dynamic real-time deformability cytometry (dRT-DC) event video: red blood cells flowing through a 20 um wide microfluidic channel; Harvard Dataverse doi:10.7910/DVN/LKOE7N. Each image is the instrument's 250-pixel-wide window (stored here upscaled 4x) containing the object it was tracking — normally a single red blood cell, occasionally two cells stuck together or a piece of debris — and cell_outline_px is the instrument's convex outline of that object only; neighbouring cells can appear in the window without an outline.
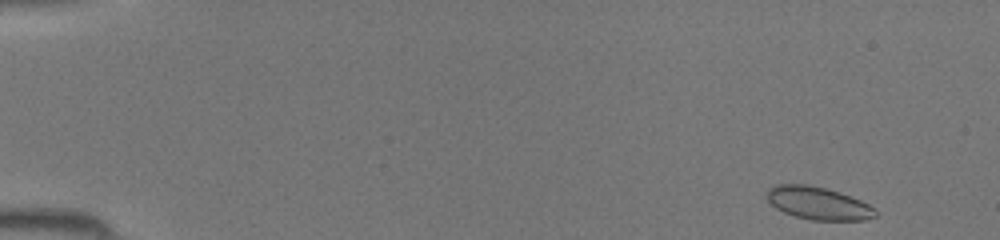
{"species": "common noctule bat (a hibernating species)", "species_latin": "Nyctalus noctula", "temperature_condition": "room temperature", "stored_images_in_passage": 43, "camera_frame_rate_fps": 3000, "um_per_image_px": 0.085, "animal": {"sex": "female", "body_mass_g": 19.5, "forearm_length_mm": 54.1}, "frame": {"image": 1, "passage_image": 1, "time_ms": 0.0, "image_size_px": [1000, 240], "cell_outline_px": [[876, 216], [864, 220], [812, 220], [796, 216], [784, 212], [776, 208], [764, 196], [768, 188], [776, 184], [808, 184], [840, 192], [860, 200], [876, 208]], "centroid_in_image_um": [69.52, 17.26], "position_along_channel_um": 15.5, "area_um2": 20.75}}
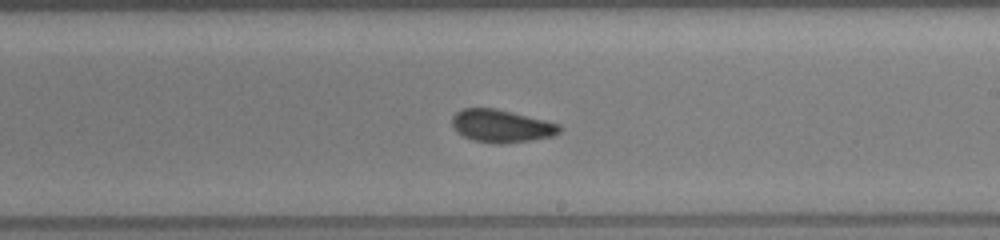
{"frame": {"image": 2, "passage_image": 25, "time_ms": 8.0, "image_size_px": [1000, 240], "cell_outline_px": [[564, 128], [560, 132], [552, 136], [532, 140], [504, 144], [492, 144], [472, 140], [456, 132], [452, 128], [452, 116], [456, 112], [464, 108], [496, 108], [560, 124]], "centroid_in_image_um": [42.61, 10.72], "position_along_channel_um": 246.4, "area_um2": 20.75}}
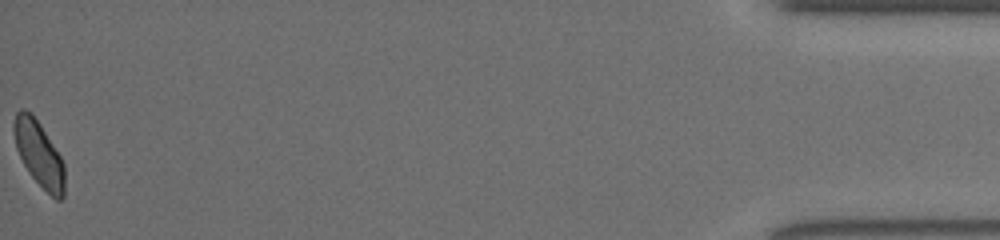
{"frame": {"image": 3, "passage_image": 43, "time_ms": 14.0, "image_size_px": [1000, 240], "cell_outline_px": [[64, 196], [60, 200], [56, 200], [28, 172], [16, 148], [12, 132], [12, 124], [16, 112], [20, 108], [24, 108], [32, 112], [40, 124], [60, 156], [64, 164]], "centroid_in_image_um": [3.28, 13.02], "position_along_channel_um": 431.9, "area_um2": 19.31}}